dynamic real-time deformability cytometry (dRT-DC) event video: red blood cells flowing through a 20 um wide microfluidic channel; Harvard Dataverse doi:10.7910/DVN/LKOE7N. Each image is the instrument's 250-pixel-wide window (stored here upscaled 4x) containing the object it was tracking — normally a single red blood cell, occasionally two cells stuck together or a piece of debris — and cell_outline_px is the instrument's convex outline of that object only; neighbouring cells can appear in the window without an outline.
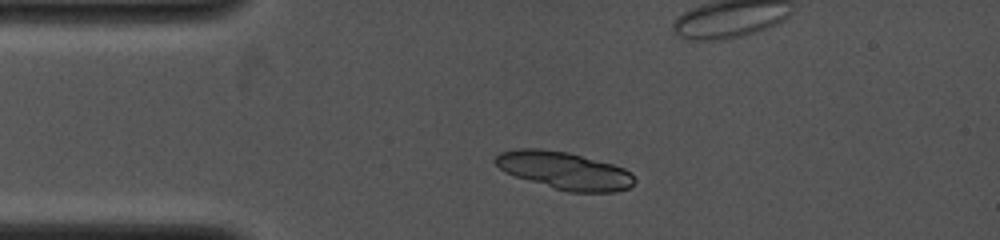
{"species": "common noctule bat (a hibernating species)", "species_latin": "Nyctalus noctula", "temperature_condition": "cold", "stored_images_in_passage": 2, "camera_frame_rate_fps": 4000, "um_per_image_px": 0.085, "animal": {"sex": "female", "body_mass_g": 19.0, "forearm_length_mm": 53.3}, "frame": {"image": 1, "passage_image": 1, "time_ms": 0.0, "image_size_px": [1000, 240], "cell_outline_px": [[636, 180], [628, 188], [616, 192], [568, 192], [516, 176], [504, 172], [492, 160], [500, 152], [516, 148], [540, 148], [568, 152], [612, 164], [624, 168], [632, 172]], "centroid_in_image_um": [47.97, 14.48], "position_along_channel_um": 37.0, "area_um2": 30.4}}